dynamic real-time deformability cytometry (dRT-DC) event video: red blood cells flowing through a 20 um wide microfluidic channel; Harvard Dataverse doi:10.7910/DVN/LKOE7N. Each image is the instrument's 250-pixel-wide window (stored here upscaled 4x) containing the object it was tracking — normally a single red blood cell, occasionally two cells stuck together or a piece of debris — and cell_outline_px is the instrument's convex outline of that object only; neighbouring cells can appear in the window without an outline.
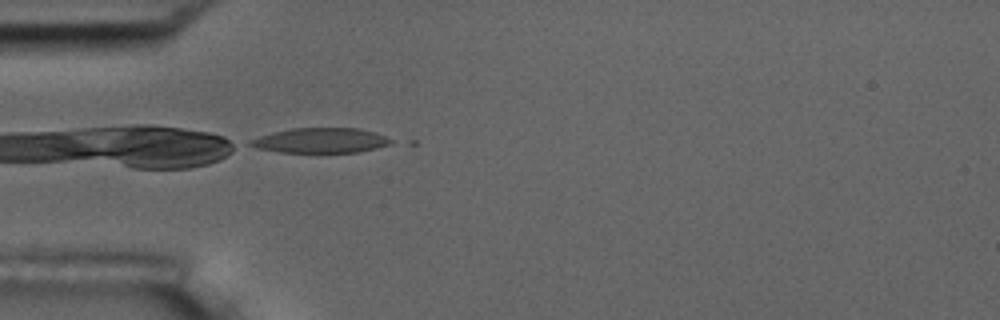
{"species": "common noctule bat (a hibernating species)", "species_latin": "Nyctalus noctula", "temperature_condition": "room temperature", "stored_images_in_passage": 1, "camera_frame_rate_fps": 3000, "um_per_image_px": 0.085, "animal": {"sex": "male", "body_mass_g": 17.5, "forearm_length_mm": 52.3}, "frame": {"image": 1, "passage_image": 1, "time_ms": 0.0, "image_size_px": [1000, 320], "cell_outline_px": [[392, 144], [360, 152], [280, 152], [256, 148], [248, 144], [248, 140], [272, 132], [292, 128], [360, 128], [376, 132], [392, 140]], "centroid_in_image_um": [27.25, 11.93], "position_along_channel_um": 57.7, "area_um2": 20.52}}